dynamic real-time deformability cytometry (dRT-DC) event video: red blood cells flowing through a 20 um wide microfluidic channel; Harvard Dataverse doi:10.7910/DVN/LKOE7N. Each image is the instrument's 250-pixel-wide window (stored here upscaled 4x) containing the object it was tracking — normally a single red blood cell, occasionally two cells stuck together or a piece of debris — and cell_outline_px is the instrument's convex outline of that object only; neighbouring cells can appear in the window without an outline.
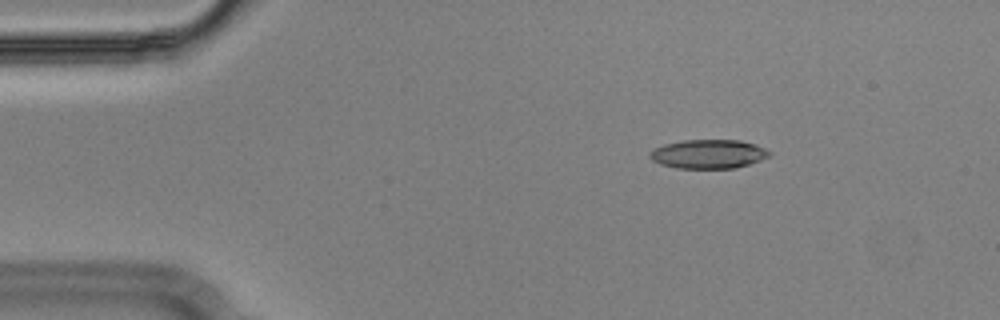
{"species": "Egyptian fruit bat (a non-hibernating species)", "species_latin": "Rousettus aegyptiacus", "temperature_condition": "cold", "stored_images_in_passage": 18, "camera_frame_rate_fps": 3000, "um_per_image_px": 0.085, "animal": {"sex": "male"}, "frame": {"image": 1, "passage_image": 8, "time_ms": 2.333, "image_size_px": [1000, 320], "cell_outline_px": [[772, 152], [768, 156], [760, 160], [736, 168], [676, 168], [660, 164], [652, 160], [648, 156], [648, 152], [664, 144], [684, 140], [740, 140], [756, 144]], "centroid_in_image_um": [60.2, 13.09], "position_along_channel_um": 24.8, "area_um2": 20.17}}